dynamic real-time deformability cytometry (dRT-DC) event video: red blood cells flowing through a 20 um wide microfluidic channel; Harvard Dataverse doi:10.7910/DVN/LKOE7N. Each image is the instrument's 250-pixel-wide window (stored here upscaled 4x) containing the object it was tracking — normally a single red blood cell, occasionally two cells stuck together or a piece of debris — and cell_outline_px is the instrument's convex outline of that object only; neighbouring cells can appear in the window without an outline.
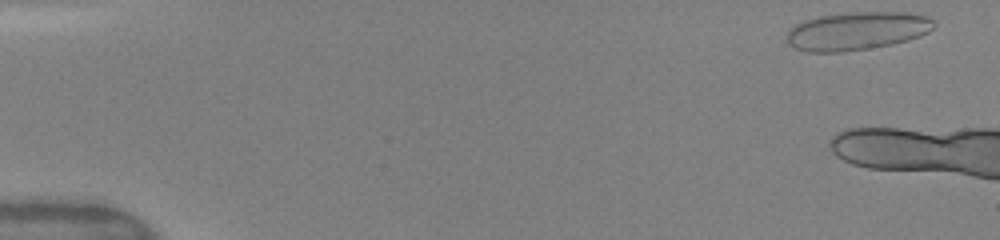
{"species": "human", "species_latin": "Homo sapiens", "temperature_condition": "warm", "stored_images_in_passage": 4, "camera_frame_rate_fps": 3000, "um_per_image_px": 0.085, "donor": {"sex": "female"}, "frame": {"image": 1, "passage_image": 1, "time_ms": 0.0, "image_size_px": [1000, 240], "cell_outline_px": [[936, 24], [928, 32], [920, 36], [908, 40], [892, 44], [868, 48], [840, 52], [808, 52], [792, 48], [788, 44], [788, 32], [796, 24], [804, 20], [820, 16], [852, 12], [908, 12], [924, 16], [932, 20]], "centroid_in_image_um": [72.83, 2.63], "position_along_channel_um": 12.2, "area_um2": 32.6}}